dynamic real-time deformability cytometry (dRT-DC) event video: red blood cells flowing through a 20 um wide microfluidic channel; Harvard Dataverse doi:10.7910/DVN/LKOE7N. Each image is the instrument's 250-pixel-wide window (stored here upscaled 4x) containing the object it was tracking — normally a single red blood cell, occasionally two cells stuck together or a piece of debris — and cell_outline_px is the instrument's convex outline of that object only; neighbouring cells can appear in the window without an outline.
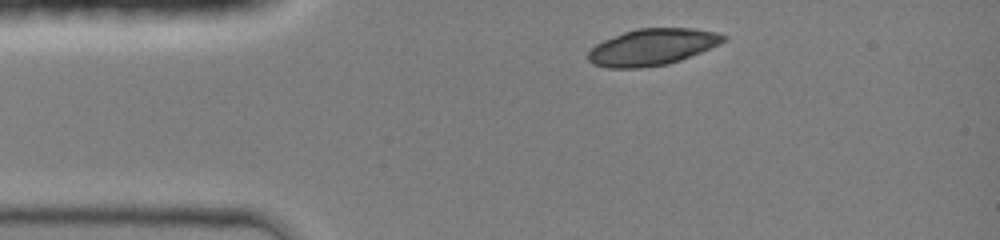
{"species": "common noctule bat (a hibernating species)", "species_latin": "Nyctalus noctula", "temperature_condition": "room temperature", "stored_images_in_passage": 33, "camera_frame_rate_fps": 3000, "um_per_image_px": 0.085, "animal": {"sex": "female", "body_mass_g": 19.0, "forearm_length_mm": 51.5}, "frame": {"image": 1, "passage_image": 1, "time_ms": 0.0, "image_size_px": [1000, 240], "cell_outline_px": [[728, 40], [720, 44], [680, 60], [668, 64], [640, 68], [608, 68], [592, 64], [588, 60], [588, 52], [596, 44], [604, 40], [624, 32], [636, 28], [692, 28], [716, 32], [728, 36]], "centroid_in_image_um": [55.45, 4.0], "position_along_channel_um": 29.5, "area_um2": 28.84}}